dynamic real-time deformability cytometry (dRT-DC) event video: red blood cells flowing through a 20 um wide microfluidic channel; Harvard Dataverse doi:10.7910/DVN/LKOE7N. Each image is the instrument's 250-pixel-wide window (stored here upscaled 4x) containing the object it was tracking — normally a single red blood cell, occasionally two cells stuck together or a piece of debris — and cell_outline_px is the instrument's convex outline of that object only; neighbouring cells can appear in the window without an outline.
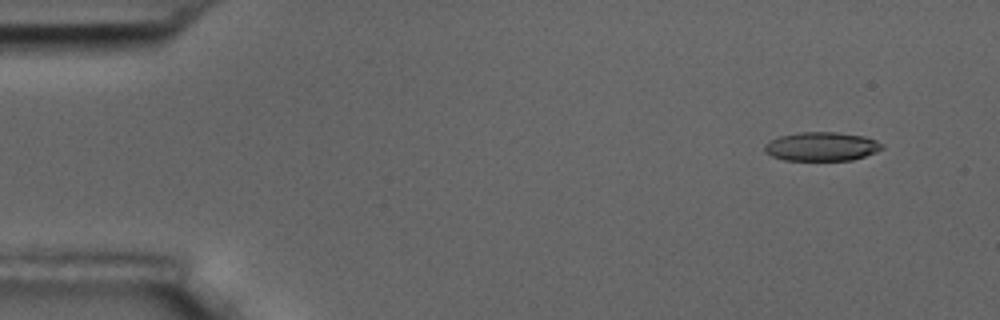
{"species": "common noctule bat (a hibernating species)", "species_latin": "Nyctalus noctula", "temperature_condition": "room temperature", "stored_images_in_passage": 5, "camera_frame_rate_fps": 3000, "um_per_image_px": 0.085, "animal": {"sex": "male", "body_mass_g": 17.5, "forearm_length_mm": 52.3}, "frame": {"image": 1, "passage_image": 2, "time_ms": 1.0, "image_size_px": [1000, 320], "cell_outline_px": [[884, 148], [876, 152], [852, 160], [784, 160], [772, 156], [764, 152], [764, 144], [780, 136], [796, 132], [836, 132], [864, 136], [876, 140], [884, 144]], "centroid_in_image_um": [69.84, 12.45], "position_along_channel_um": 15.2, "area_um2": 19.83}}
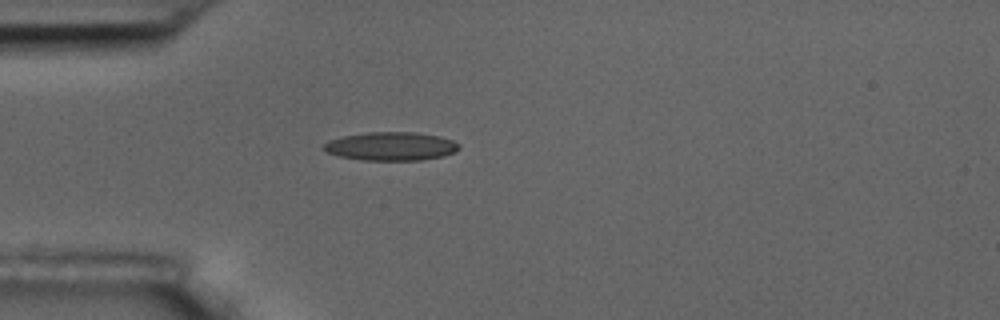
{"frame": {"image": 2, "passage_image": 5, "time_ms": 4.667, "image_size_px": [1000, 320], "cell_outline_px": [[460, 148], [456, 152], [444, 156], [424, 160], [360, 160], [340, 156], [328, 152], [324, 148], [324, 144], [328, 140], [344, 136], [368, 132], [416, 132], [440, 136], [452, 140], [460, 144]], "centroid_in_image_um": [33.29, 12.43], "position_along_channel_um": 51.7, "area_um2": 22.54}}